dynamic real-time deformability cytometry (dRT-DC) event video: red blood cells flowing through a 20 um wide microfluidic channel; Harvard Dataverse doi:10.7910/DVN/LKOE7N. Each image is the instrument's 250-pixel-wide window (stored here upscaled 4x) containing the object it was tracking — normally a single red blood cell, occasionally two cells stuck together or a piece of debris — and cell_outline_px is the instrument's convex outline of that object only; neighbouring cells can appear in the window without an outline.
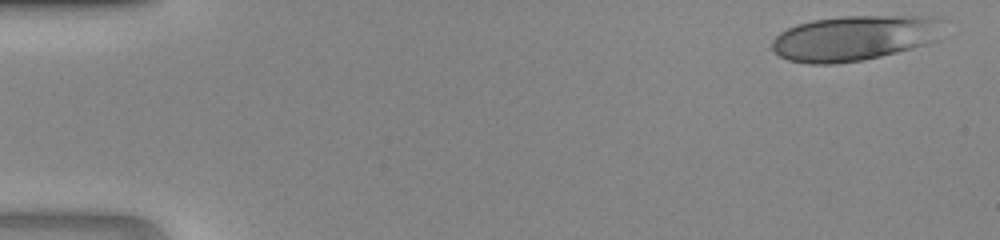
{"species": "human", "species_latin": "Homo sapiens", "temperature_condition": "room temperature", "stored_images_in_passage": 38, "camera_frame_rate_fps": 3000, "um_per_image_px": 0.085, "donor": {"sex": "male"}, "frame": {"image": 1, "passage_image": 1, "time_ms": 0.0, "image_size_px": [1000, 240], "cell_outline_px": [[944, 20], [924, 44], [912, 48], [864, 60], [832, 64], [808, 64], [788, 60], [780, 56], [772, 48], [772, 40], [780, 32], [796, 24], [812, 20], [844, 16], [940, 16]], "centroid_in_image_um": [72.5, 3.23], "position_along_channel_um": 12.5, "area_um2": 44.45}}
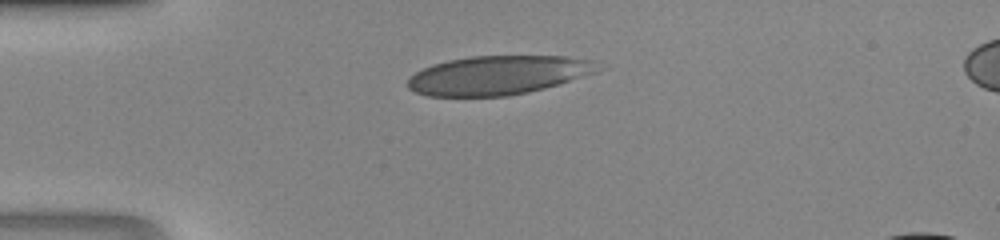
{"frame": {"image": 2, "passage_image": 11, "time_ms": 3.333, "image_size_px": [1000, 240], "cell_outline_px": [[604, 68], [560, 84], [528, 92], [508, 96], [428, 96], [416, 92], [408, 88], [408, 80], [416, 72], [432, 64], [448, 60], [472, 56], [564, 56], [596, 60]], "centroid_in_image_um": [42.37, 6.38], "position_along_channel_um": 42.6, "area_um2": 43.12}}
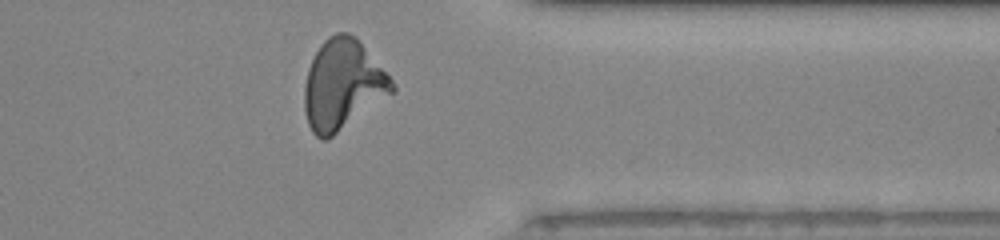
{"frame": {"image": 3, "passage_image": 36, "time_ms": 11.667, "image_size_px": [1000, 240], "cell_outline_px": [[396, 88], [392, 92], [332, 136], [324, 140], [316, 136], [312, 132], [308, 124], [304, 112], [304, 88], [308, 68], [320, 44], [328, 36], [336, 32], [348, 32], [356, 36], [396, 84]], "centroid_in_image_um": [29.1, 7.17], "position_along_channel_um": 382.3, "area_um2": 45.49}}